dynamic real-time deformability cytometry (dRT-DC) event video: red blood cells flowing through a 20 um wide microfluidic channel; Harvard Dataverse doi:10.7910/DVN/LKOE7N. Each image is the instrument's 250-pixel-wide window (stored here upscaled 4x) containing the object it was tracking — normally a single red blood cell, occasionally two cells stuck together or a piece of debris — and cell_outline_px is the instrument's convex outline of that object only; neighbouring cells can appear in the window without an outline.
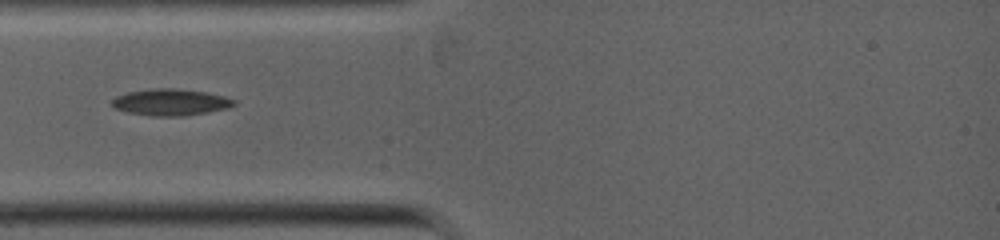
{"species": "common noctule bat (a hibernating species)", "species_latin": "Nyctalus noctula", "temperature_condition": "warm", "stored_images_in_passage": 72, "camera_frame_rate_fps": 5000, "um_per_image_px": 0.085, "animal": {"sex": "female", "body_mass_g": 19.0, "forearm_length_mm": 53.3}, "frame": {"image": 1, "passage_image": 1, "time_ms": 0.0, "image_size_px": [1000, 240], "cell_outline_px": [[236, 104], [228, 108], [208, 112], [184, 116], [152, 116], [128, 112], [112, 108], [112, 100], [116, 96], [128, 92], [156, 88], [172, 88], [204, 92], [224, 96], [236, 100]], "centroid_in_image_um": [14.5, 8.69], "position_along_channel_um": 70.5, "area_um2": 18.84}}
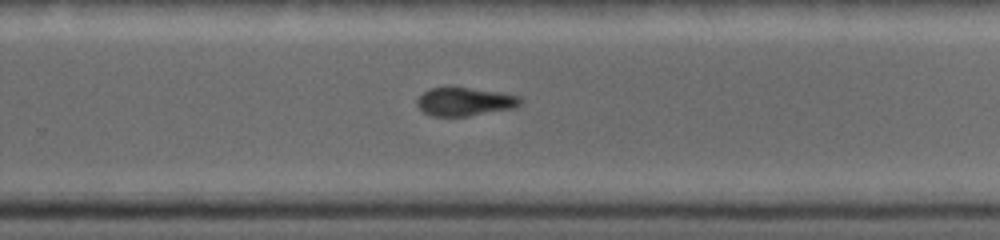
{"frame": {"image": 2, "passage_image": 34, "time_ms": 4.4, "image_size_px": [1000, 240], "cell_outline_px": [[524, 100], [516, 108], [468, 116], [432, 116], [424, 112], [416, 104], [416, 100], [428, 88], [468, 88], [500, 92], [520, 96]], "centroid_in_image_um": [39.54, 8.65], "position_along_channel_um": 290.3, "area_um2": 17.05}}
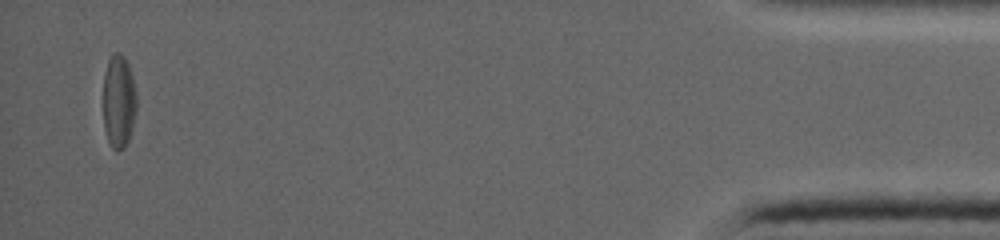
{"frame": {"image": 3, "passage_image": 66, "time_ms": 9.2, "image_size_px": [1000, 240], "cell_outline_px": [[136, 112], [132, 128], [128, 140], [124, 148], [116, 152], [112, 148], [108, 140], [104, 128], [104, 72], [108, 60], [112, 52], [120, 52], [124, 56], [128, 64], [132, 76], [136, 92]], "centroid_in_image_um": [10.09, 8.6], "position_along_channel_um": 425.1, "area_um2": 18.26}}